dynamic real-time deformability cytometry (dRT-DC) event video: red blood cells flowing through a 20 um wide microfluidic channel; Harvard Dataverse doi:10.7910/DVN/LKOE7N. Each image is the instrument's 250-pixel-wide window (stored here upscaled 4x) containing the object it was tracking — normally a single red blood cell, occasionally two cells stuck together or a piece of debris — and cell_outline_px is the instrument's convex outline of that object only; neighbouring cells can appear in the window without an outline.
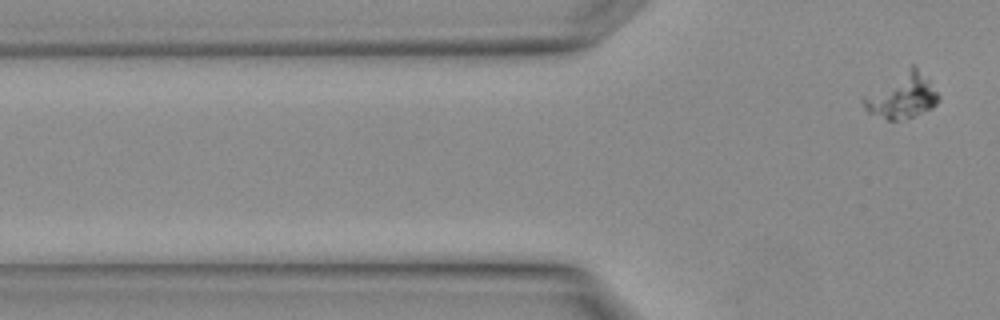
{"species": "Egyptian fruit bat (a non-hibernating species)", "species_latin": "Rousettus aegyptiacus", "temperature_condition": "warm", "stored_images_in_passage": 2, "camera_frame_rate_fps": 3000, "um_per_image_px": 0.085, "animal": {"sex": "female"}, "frame": {"image": 1, "passage_image": 2, "time_ms": 0.333, "image_size_px": [1000, 320], "cell_outline_px": [[940, 100], [932, 108], [912, 116], [896, 120], [888, 120], [868, 112], [864, 108], [860, 100], [864, 96], [912, 64], [928, 80], [940, 96]], "centroid_in_image_um": [76.65, 8.17], "position_along_channel_um": 49.1, "area_um2": 19.19}}